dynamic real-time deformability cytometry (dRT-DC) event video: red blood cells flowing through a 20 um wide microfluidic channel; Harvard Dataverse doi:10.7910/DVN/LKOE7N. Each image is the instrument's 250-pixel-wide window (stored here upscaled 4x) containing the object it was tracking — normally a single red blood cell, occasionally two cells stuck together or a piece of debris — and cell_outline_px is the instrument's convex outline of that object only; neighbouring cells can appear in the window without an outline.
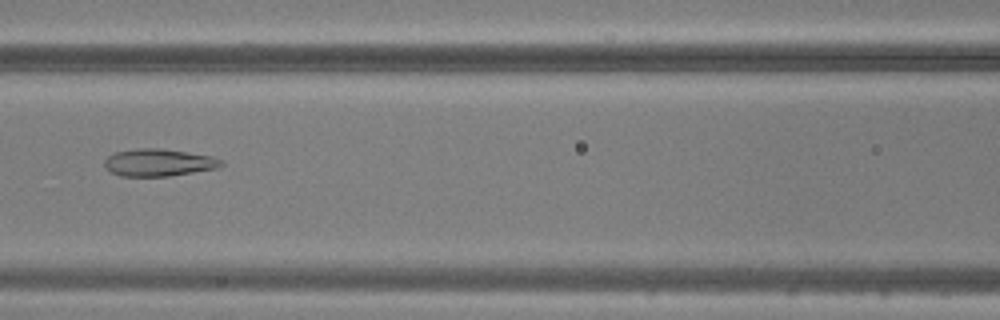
{"species": "common noctule bat (a hibernating species)", "species_latin": "Nyctalus noctula", "temperature_condition": "warm", "stored_images_in_passage": 30, "camera_frame_rate_fps": 3000, "um_per_image_px": 0.085, "animal": {"sex": "male", "body_mass_g": 20.5, "forearm_length_mm": 52.5}, "frame": {"image": 1, "passage_image": 9, "time_ms": 2.667, "image_size_px": [1000, 320], "cell_outline_px": [[224, 164], [216, 168], [168, 176], [120, 176], [112, 172], [104, 164], [104, 160], [108, 156], [116, 152], [136, 148], [160, 148], [212, 156], [220, 160]], "centroid_in_image_um": [13.46, 13.81], "position_along_channel_um": 153.1, "area_um2": 18.32}}
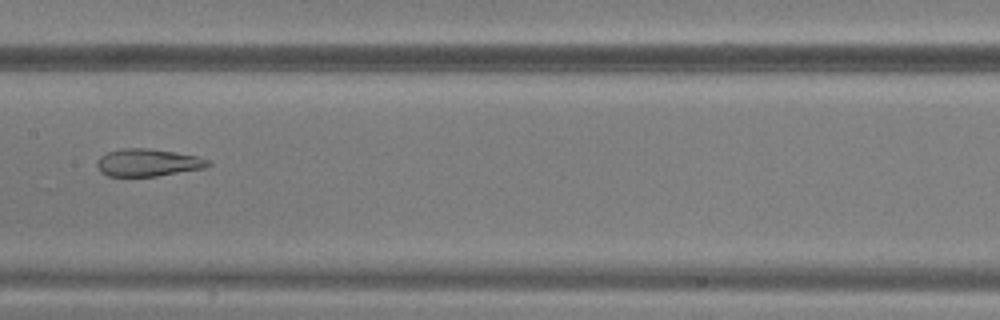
{"frame": {"image": 2, "passage_image": 12, "time_ms": 3.667, "image_size_px": [1000, 320], "cell_outline_px": [[212, 164], [204, 168], [156, 176], [108, 176], [100, 172], [96, 164], [100, 156], [108, 152], [124, 148], [148, 148], [176, 152], [196, 156], [212, 160]], "centroid_in_image_um": [12.59, 13.82], "position_along_channel_um": 194.8, "area_um2": 17.8}}
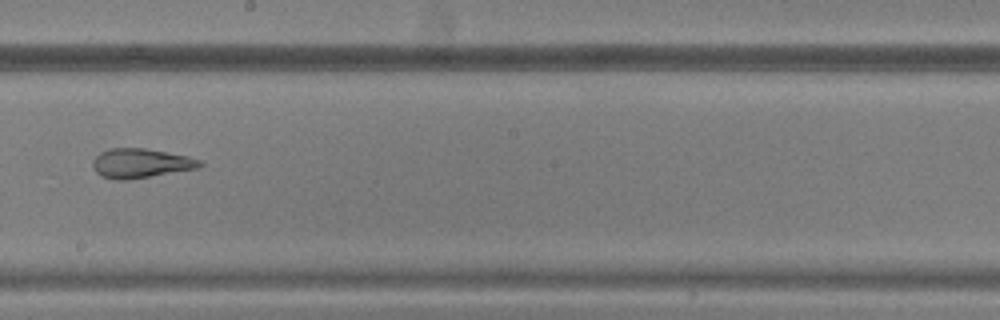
{"frame": {"image": 3, "passage_image": 15, "time_ms": 4.667, "image_size_px": [1000, 320], "cell_outline_px": [[204, 164], [200, 168], [128, 180], [112, 180], [100, 176], [96, 172], [92, 164], [92, 160], [100, 152], [108, 148], [144, 148], [188, 156], [200, 160]], "centroid_in_image_um": [11.94, 13.88], "position_along_channel_um": 236.3, "area_um2": 18.55}}